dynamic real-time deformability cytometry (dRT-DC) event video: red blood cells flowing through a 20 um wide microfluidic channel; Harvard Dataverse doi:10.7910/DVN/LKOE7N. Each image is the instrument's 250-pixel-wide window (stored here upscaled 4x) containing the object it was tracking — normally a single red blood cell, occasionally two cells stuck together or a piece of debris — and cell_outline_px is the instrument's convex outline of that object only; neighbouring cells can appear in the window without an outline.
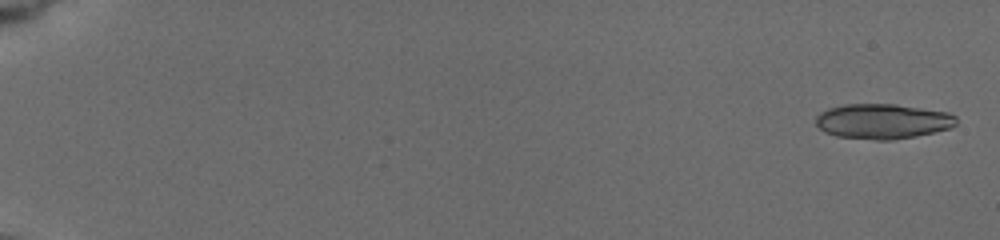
{"species": "common noctule bat (a hibernating species)", "species_latin": "Nyctalus noctula", "temperature_condition": "cold", "stored_images_in_passage": 36, "segment_of_instrument_passage": [1, 2], "camera_frame_rate_fps": 3000, "um_per_image_px": 0.085, "animal": {"sex": "female", "body_mass_g": 19.5, "forearm_length_mm": 54.1}, "frame": {"image": 1, "passage_image": 1, "time_ms": 0.0, "image_size_px": [1000, 240], "cell_outline_px": [[956, 124], [952, 128], [916, 136], [892, 140], [876, 140], [836, 136], [824, 132], [816, 124], [816, 116], [820, 112], [828, 108], [844, 104], [896, 104], [948, 112], [956, 116]], "centroid_in_image_um": [75.03, 10.31], "position_along_channel_um": 10.0, "area_um2": 28.84}}